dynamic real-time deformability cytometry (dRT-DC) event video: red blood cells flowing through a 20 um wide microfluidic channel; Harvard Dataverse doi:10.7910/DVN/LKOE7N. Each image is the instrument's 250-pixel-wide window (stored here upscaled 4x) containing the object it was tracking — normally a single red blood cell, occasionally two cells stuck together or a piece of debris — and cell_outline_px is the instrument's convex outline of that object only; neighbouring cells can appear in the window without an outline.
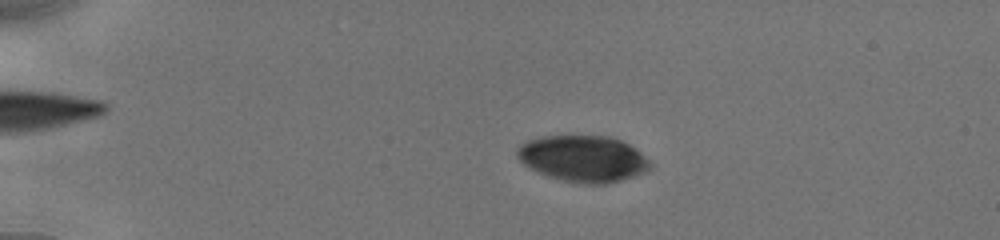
{"species": "human", "species_latin": "Homo sapiens", "temperature_condition": "cold", "stored_images_in_passage": 15, "camera_frame_rate_fps": 3000, "um_per_image_px": 0.085, "donor": {"sex": "male"}, "frame": {"image": 1, "passage_image": 9, "time_ms": 4.333, "image_size_px": [1000, 240], "cell_outline_px": [[652, 168], [644, 172], [608, 184], [580, 184], [564, 180], [540, 172], [524, 164], [516, 156], [516, 148], [520, 144], [528, 140], [544, 136], [608, 136], [620, 140], [628, 144], [648, 160], [652, 164]], "centroid_in_image_um": [49.55, 13.48], "position_along_channel_um": 35.4, "area_um2": 35.49}}
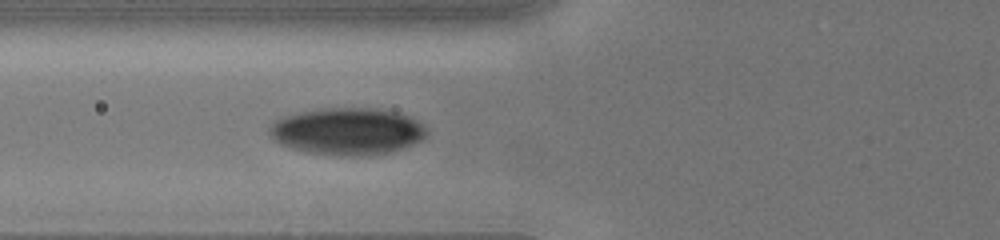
{"frame": {"image": 2, "passage_image": 15, "time_ms": 7.667, "image_size_px": [1000, 240], "cell_outline_px": [[424, 136], [420, 140], [400, 148], [388, 152], [304, 152], [280, 144], [268, 132], [268, 128], [280, 116], [320, 108], [380, 108], [396, 112], [408, 116], [416, 120], [424, 128]], "centroid_in_image_um": [29.44, 11.08], "position_along_channel_um": 96.4, "area_um2": 41.33}}